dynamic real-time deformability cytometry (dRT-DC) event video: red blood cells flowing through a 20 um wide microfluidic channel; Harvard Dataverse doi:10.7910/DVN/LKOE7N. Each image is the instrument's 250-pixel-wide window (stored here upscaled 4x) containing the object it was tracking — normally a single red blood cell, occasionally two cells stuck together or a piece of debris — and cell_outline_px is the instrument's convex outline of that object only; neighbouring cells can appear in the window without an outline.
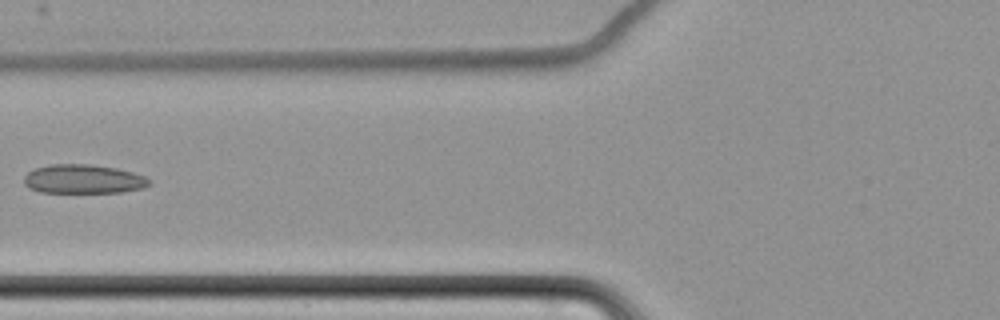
{"species": "common noctule bat (a hibernating species)", "species_latin": "Nyctalus noctula", "temperature_condition": "cold", "stored_images_in_passage": 8, "camera_frame_rate_fps": 3000, "um_per_image_px": 0.085, "animal": {"sex": "female", "body_mass_g": 22.7, "forearm_length_mm": 54.2}, "frame": {"image": 1, "passage_image": 6, "time_ms": 7.0, "image_size_px": [1000, 320], "cell_outline_px": [[152, 184], [144, 188], [120, 192], [40, 192], [28, 188], [24, 184], [24, 176], [28, 172], [36, 168], [52, 164], [88, 164], [116, 168], [132, 172], [144, 176], [152, 180]], "centroid_in_image_um": [7.1, 15.22], "position_along_channel_um": 118.7, "area_um2": 21.21}}
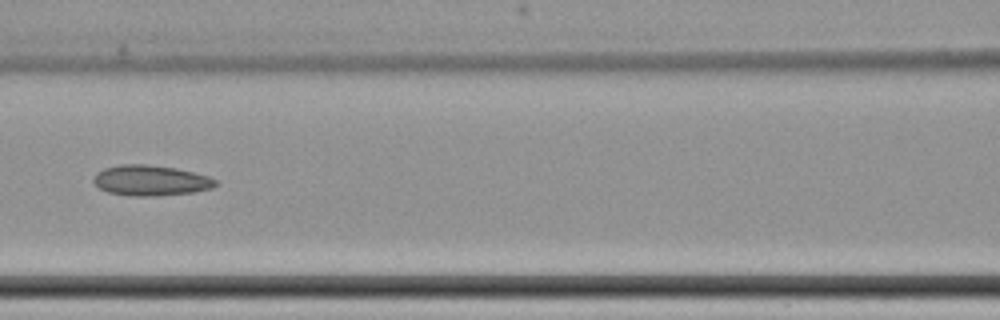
{"frame": {"image": 2, "passage_image": 7, "time_ms": 8.0, "image_size_px": [1000, 320], "cell_outline_px": [[216, 184], [212, 188], [196, 192], [152, 196], [132, 196], [108, 192], [100, 188], [92, 180], [96, 172], [104, 168], [120, 164], [148, 164], [176, 168], [208, 176], [216, 180]], "centroid_in_image_um": [12.79, 15.33], "position_along_channel_um": 153.8, "area_um2": 21.68}}
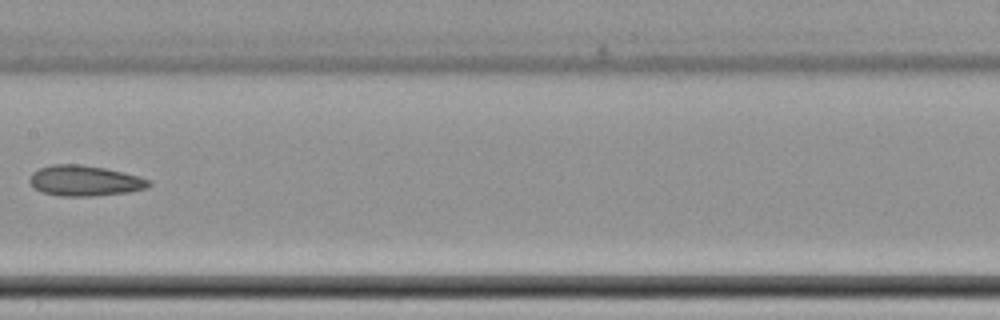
{"frame": {"image": 3, "passage_image": 8, "time_ms": 9.333, "image_size_px": [1000, 320], "cell_outline_px": [[152, 184], [148, 188], [128, 192], [96, 196], [60, 196], [40, 192], [28, 180], [32, 172], [40, 168], [52, 164], [80, 164], [104, 168], [152, 180]], "centroid_in_image_um": [7.2, 15.37], "position_along_channel_um": 200.2, "area_um2": 21.21}}